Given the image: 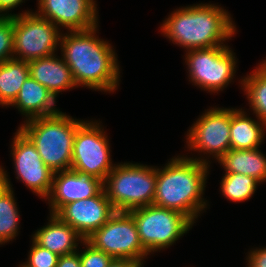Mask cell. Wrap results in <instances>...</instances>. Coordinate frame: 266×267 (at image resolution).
I'll return each mask as SVG.
<instances>
[{
    "label": "cell",
    "mask_w": 266,
    "mask_h": 267,
    "mask_svg": "<svg viewBox=\"0 0 266 267\" xmlns=\"http://www.w3.org/2000/svg\"><path fill=\"white\" fill-rule=\"evenodd\" d=\"M97 27L62 33L61 56L71 69L77 87L111 93L119 85V63L111 44L96 36Z\"/></svg>",
    "instance_id": "cell-1"
},
{
    "label": "cell",
    "mask_w": 266,
    "mask_h": 267,
    "mask_svg": "<svg viewBox=\"0 0 266 267\" xmlns=\"http://www.w3.org/2000/svg\"><path fill=\"white\" fill-rule=\"evenodd\" d=\"M210 161L205 157H173L163 168L156 167L153 204L178 211L193 223L207 208L203 198Z\"/></svg>",
    "instance_id": "cell-2"
},
{
    "label": "cell",
    "mask_w": 266,
    "mask_h": 267,
    "mask_svg": "<svg viewBox=\"0 0 266 267\" xmlns=\"http://www.w3.org/2000/svg\"><path fill=\"white\" fill-rule=\"evenodd\" d=\"M166 38L187 50L225 45L236 34L230 13L215 4H194L173 11L161 24Z\"/></svg>",
    "instance_id": "cell-3"
},
{
    "label": "cell",
    "mask_w": 266,
    "mask_h": 267,
    "mask_svg": "<svg viewBox=\"0 0 266 267\" xmlns=\"http://www.w3.org/2000/svg\"><path fill=\"white\" fill-rule=\"evenodd\" d=\"M83 122L60 111L25 120L18 129L33 143L47 167L56 173L71 169L74 137Z\"/></svg>",
    "instance_id": "cell-4"
},
{
    "label": "cell",
    "mask_w": 266,
    "mask_h": 267,
    "mask_svg": "<svg viewBox=\"0 0 266 267\" xmlns=\"http://www.w3.org/2000/svg\"><path fill=\"white\" fill-rule=\"evenodd\" d=\"M103 189L115 211L129 212L151 205L156 191V166L118 163L103 181Z\"/></svg>",
    "instance_id": "cell-5"
},
{
    "label": "cell",
    "mask_w": 266,
    "mask_h": 267,
    "mask_svg": "<svg viewBox=\"0 0 266 267\" xmlns=\"http://www.w3.org/2000/svg\"><path fill=\"white\" fill-rule=\"evenodd\" d=\"M140 241L150 254L172 246L194 223L184 214L151 204L129 211Z\"/></svg>",
    "instance_id": "cell-6"
},
{
    "label": "cell",
    "mask_w": 266,
    "mask_h": 267,
    "mask_svg": "<svg viewBox=\"0 0 266 267\" xmlns=\"http://www.w3.org/2000/svg\"><path fill=\"white\" fill-rule=\"evenodd\" d=\"M13 16V59L29 62L55 54L62 35L60 28L36 12L27 10Z\"/></svg>",
    "instance_id": "cell-7"
},
{
    "label": "cell",
    "mask_w": 266,
    "mask_h": 267,
    "mask_svg": "<svg viewBox=\"0 0 266 267\" xmlns=\"http://www.w3.org/2000/svg\"><path fill=\"white\" fill-rule=\"evenodd\" d=\"M228 45L186 51L188 77L194 85L208 92L223 91L236 73L235 53Z\"/></svg>",
    "instance_id": "cell-8"
},
{
    "label": "cell",
    "mask_w": 266,
    "mask_h": 267,
    "mask_svg": "<svg viewBox=\"0 0 266 267\" xmlns=\"http://www.w3.org/2000/svg\"><path fill=\"white\" fill-rule=\"evenodd\" d=\"M86 241L113 259L136 261L142 267L144 258L149 255L140 241L134 218L129 212L116 211Z\"/></svg>",
    "instance_id": "cell-9"
},
{
    "label": "cell",
    "mask_w": 266,
    "mask_h": 267,
    "mask_svg": "<svg viewBox=\"0 0 266 267\" xmlns=\"http://www.w3.org/2000/svg\"><path fill=\"white\" fill-rule=\"evenodd\" d=\"M101 123L84 121L76 130L71 170L91 174L104 181L116 164L110 157V143Z\"/></svg>",
    "instance_id": "cell-10"
},
{
    "label": "cell",
    "mask_w": 266,
    "mask_h": 267,
    "mask_svg": "<svg viewBox=\"0 0 266 267\" xmlns=\"http://www.w3.org/2000/svg\"><path fill=\"white\" fill-rule=\"evenodd\" d=\"M231 108H211L187 131L189 151L212 155L218 161L230 150Z\"/></svg>",
    "instance_id": "cell-11"
},
{
    "label": "cell",
    "mask_w": 266,
    "mask_h": 267,
    "mask_svg": "<svg viewBox=\"0 0 266 267\" xmlns=\"http://www.w3.org/2000/svg\"><path fill=\"white\" fill-rule=\"evenodd\" d=\"M11 148L17 180H22L33 193L46 200L52 188L54 173L43 162L33 143L19 129L13 137Z\"/></svg>",
    "instance_id": "cell-12"
},
{
    "label": "cell",
    "mask_w": 266,
    "mask_h": 267,
    "mask_svg": "<svg viewBox=\"0 0 266 267\" xmlns=\"http://www.w3.org/2000/svg\"><path fill=\"white\" fill-rule=\"evenodd\" d=\"M104 189L96 196L63 205L56 213L63 222L69 224L85 240L115 213Z\"/></svg>",
    "instance_id": "cell-13"
},
{
    "label": "cell",
    "mask_w": 266,
    "mask_h": 267,
    "mask_svg": "<svg viewBox=\"0 0 266 267\" xmlns=\"http://www.w3.org/2000/svg\"><path fill=\"white\" fill-rule=\"evenodd\" d=\"M36 13L68 31L86 30L98 25L95 0H38Z\"/></svg>",
    "instance_id": "cell-14"
},
{
    "label": "cell",
    "mask_w": 266,
    "mask_h": 267,
    "mask_svg": "<svg viewBox=\"0 0 266 267\" xmlns=\"http://www.w3.org/2000/svg\"><path fill=\"white\" fill-rule=\"evenodd\" d=\"M103 189V181L77 170L54 173L48 199L50 213L55 214L63 205L96 196Z\"/></svg>",
    "instance_id": "cell-15"
},
{
    "label": "cell",
    "mask_w": 266,
    "mask_h": 267,
    "mask_svg": "<svg viewBox=\"0 0 266 267\" xmlns=\"http://www.w3.org/2000/svg\"><path fill=\"white\" fill-rule=\"evenodd\" d=\"M54 54L29 61L30 76L45 86L54 96L65 90L76 88L72 71L64 59Z\"/></svg>",
    "instance_id": "cell-16"
},
{
    "label": "cell",
    "mask_w": 266,
    "mask_h": 267,
    "mask_svg": "<svg viewBox=\"0 0 266 267\" xmlns=\"http://www.w3.org/2000/svg\"><path fill=\"white\" fill-rule=\"evenodd\" d=\"M32 239L41 247L48 249L58 256L74 253L78 242L85 240L69 224L63 222L57 215L50 213L47 225L36 230Z\"/></svg>",
    "instance_id": "cell-17"
},
{
    "label": "cell",
    "mask_w": 266,
    "mask_h": 267,
    "mask_svg": "<svg viewBox=\"0 0 266 267\" xmlns=\"http://www.w3.org/2000/svg\"><path fill=\"white\" fill-rule=\"evenodd\" d=\"M55 102V96L29 75L10 106H15L22 115H25V120H28L59 113L60 110L55 107Z\"/></svg>",
    "instance_id": "cell-18"
},
{
    "label": "cell",
    "mask_w": 266,
    "mask_h": 267,
    "mask_svg": "<svg viewBox=\"0 0 266 267\" xmlns=\"http://www.w3.org/2000/svg\"><path fill=\"white\" fill-rule=\"evenodd\" d=\"M266 123L252 119L246 112L231 108L230 149H257L264 140Z\"/></svg>",
    "instance_id": "cell-19"
},
{
    "label": "cell",
    "mask_w": 266,
    "mask_h": 267,
    "mask_svg": "<svg viewBox=\"0 0 266 267\" xmlns=\"http://www.w3.org/2000/svg\"><path fill=\"white\" fill-rule=\"evenodd\" d=\"M225 173H236L254 177L260 183L266 182V156L259 148L230 149L219 160Z\"/></svg>",
    "instance_id": "cell-20"
},
{
    "label": "cell",
    "mask_w": 266,
    "mask_h": 267,
    "mask_svg": "<svg viewBox=\"0 0 266 267\" xmlns=\"http://www.w3.org/2000/svg\"><path fill=\"white\" fill-rule=\"evenodd\" d=\"M0 166V244L10 242L18 235L20 214L7 171Z\"/></svg>",
    "instance_id": "cell-21"
},
{
    "label": "cell",
    "mask_w": 266,
    "mask_h": 267,
    "mask_svg": "<svg viewBox=\"0 0 266 267\" xmlns=\"http://www.w3.org/2000/svg\"><path fill=\"white\" fill-rule=\"evenodd\" d=\"M29 63L10 59L0 63V105H11L29 77Z\"/></svg>",
    "instance_id": "cell-22"
},
{
    "label": "cell",
    "mask_w": 266,
    "mask_h": 267,
    "mask_svg": "<svg viewBox=\"0 0 266 267\" xmlns=\"http://www.w3.org/2000/svg\"><path fill=\"white\" fill-rule=\"evenodd\" d=\"M241 80L250 109L252 108L256 118L266 123V72L257 66L250 75Z\"/></svg>",
    "instance_id": "cell-23"
},
{
    "label": "cell",
    "mask_w": 266,
    "mask_h": 267,
    "mask_svg": "<svg viewBox=\"0 0 266 267\" xmlns=\"http://www.w3.org/2000/svg\"><path fill=\"white\" fill-rule=\"evenodd\" d=\"M260 182L252 176L225 173L220 184L221 192L232 202H243L251 199Z\"/></svg>",
    "instance_id": "cell-24"
},
{
    "label": "cell",
    "mask_w": 266,
    "mask_h": 267,
    "mask_svg": "<svg viewBox=\"0 0 266 267\" xmlns=\"http://www.w3.org/2000/svg\"><path fill=\"white\" fill-rule=\"evenodd\" d=\"M14 16H0V63L13 59Z\"/></svg>",
    "instance_id": "cell-25"
},
{
    "label": "cell",
    "mask_w": 266,
    "mask_h": 267,
    "mask_svg": "<svg viewBox=\"0 0 266 267\" xmlns=\"http://www.w3.org/2000/svg\"><path fill=\"white\" fill-rule=\"evenodd\" d=\"M59 256L41 247L32 239L28 260L23 263L25 267H56Z\"/></svg>",
    "instance_id": "cell-26"
},
{
    "label": "cell",
    "mask_w": 266,
    "mask_h": 267,
    "mask_svg": "<svg viewBox=\"0 0 266 267\" xmlns=\"http://www.w3.org/2000/svg\"><path fill=\"white\" fill-rule=\"evenodd\" d=\"M83 245L86 247L84 251L80 250L81 267H108L113 258L101 250L94 248L86 240Z\"/></svg>",
    "instance_id": "cell-27"
},
{
    "label": "cell",
    "mask_w": 266,
    "mask_h": 267,
    "mask_svg": "<svg viewBox=\"0 0 266 267\" xmlns=\"http://www.w3.org/2000/svg\"><path fill=\"white\" fill-rule=\"evenodd\" d=\"M247 267H266V248L253 249L248 253Z\"/></svg>",
    "instance_id": "cell-28"
},
{
    "label": "cell",
    "mask_w": 266,
    "mask_h": 267,
    "mask_svg": "<svg viewBox=\"0 0 266 267\" xmlns=\"http://www.w3.org/2000/svg\"><path fill=\"white\" fill-rule=\"evenodd\" d=\"M56 267H81L80 252L59 256Z\"/></svg>",
    "instance_id": "cell-29"
},
{
    "label": "cell",
    "mask_w": 266,
    "mask_h": 267,
    "mask_svg": "<svg viewBox=\"0 0 266 267\" xmlns=\"http://www.w3.org/2000/svg\"><path fill=\"white\" fill-rule=\"evenodd\" d=\"M25 0H0V16H13L9 11L21 5Z\"/></svg>",
    "instance_id": "cell-30"
},
{
    "label": "cell",
    "mask_w": 266,
    "mask_h": 267,
    "mask_svg": "<svg viewBox=\"0 0 266 267\" xmlns=\"http://www.w3.org/2000/svg\"><path fill=\"white\" fill-rule=\"evenodd\" d=\"M108 267H142L136 261H131L128 259H113Z\"/></svg>",
    "instance_id": "cell-31"
},
{
    "label": "cell",
    "mask_w": 266,
    "mask_h": 267,
    "mask_svg": "<svg viewBox=\"0 0 266 267\" xmlns=\"http://www.w3.org/2000/svg\"><path fill=\"white\" fill-rule=\"evenodd\" d=\"M259 66L266 72V59L263 60L262 63L260 62Z\"/></svg>",
    "instance_id": "cell-32"
}]
</instances>
